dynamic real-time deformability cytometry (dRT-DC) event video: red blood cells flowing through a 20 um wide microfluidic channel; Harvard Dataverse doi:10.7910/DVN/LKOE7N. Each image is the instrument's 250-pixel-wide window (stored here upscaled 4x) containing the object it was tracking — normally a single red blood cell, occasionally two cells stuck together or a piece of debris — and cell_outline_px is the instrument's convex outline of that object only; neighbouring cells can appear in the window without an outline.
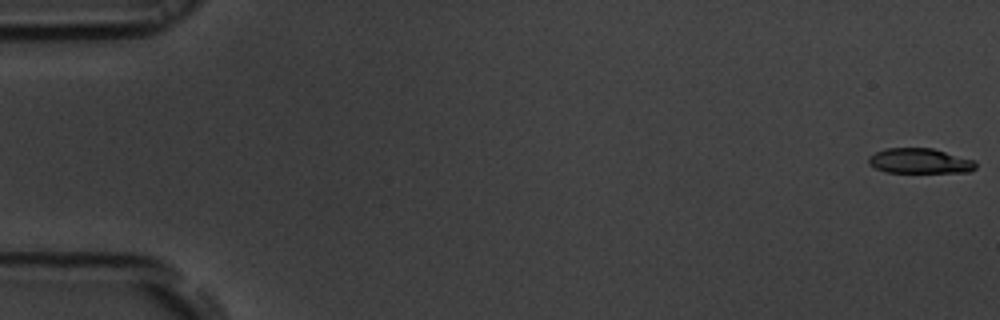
{"species": "common noctule bat (a hibernating species)", "species_latin": "Nyctalus noctula", "temperature_condition": "room temperature", "stored_images_in_passage": 55, "camera_frame_rate_fps": 3000, "um_per_image_px": 0.085, "animal": {"sex": "male", "body_mass_g": 19.5, "forearm_length_mm": 54.6}, "frame": {"image": 1, "passage_image": 1, "time_ms": 0.0, "image_size_px": [1000, 320], "cell_outline_px": [[976, 168], [972, 172], [884, 172], [868, 164], [868, 156], [884, 148], [932, 148], [976, 160]], "centroid_in_image_um": [78.19, 13.68], "position_along_channel_um": 6.8, "area_um2": 15.84}}
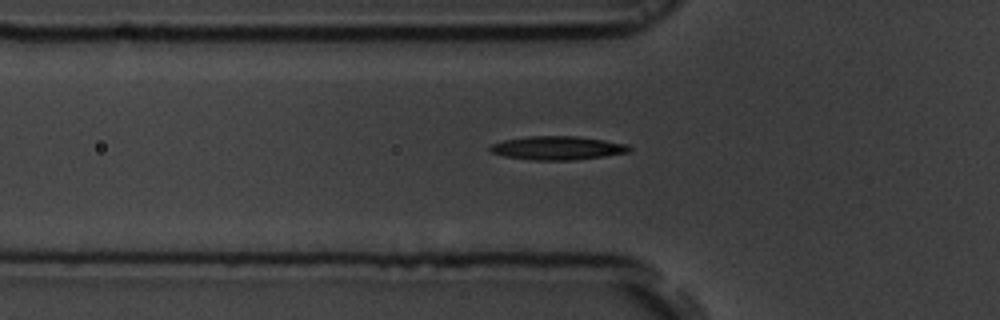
{"frame": {"image": 2, "passage_image": 19, "time_ms": 6.0, "image_size_px": [1000, 320], "cell_outline_px": [[632, 148], [628, 152], [604, 156], [572, 160], [532, 160], [504, 156], [492, 152], [488, 148], [492, 144], [504, 140], [528, 136], [576, 136], [604, 140], [628, 144]], "centroid_in_image_um": [47.39, 12.57], "position_along_channel_um": 78.4, "area_um2": 19.07}}
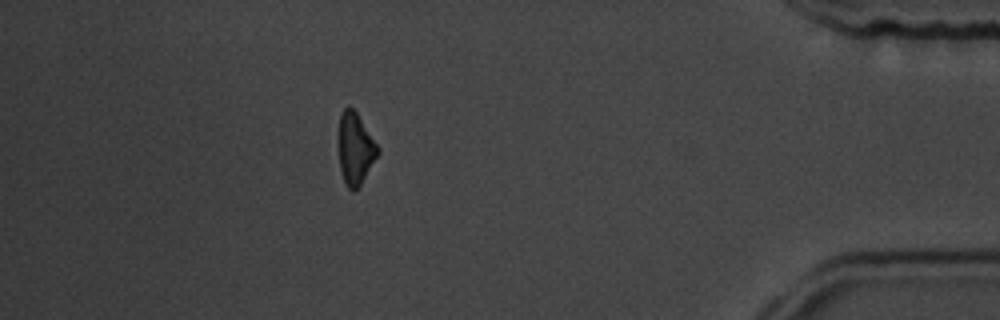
{"frame": {"image": 3, "passage_image": 49, "time_ms": 16.0, "image_size_px": [1000, 320], "cell_outline_px": [[380, 152], [360, 184], [352, 192], [348, 188], [344, 180], [340, 168], [340, 112], [348, 104], [356, 112], [380, 148]], "centroid_in_image_um": [30.22, 12.61], "position_along_channel_um": 405.0, "area_um2": 15.95}, "authors_computed_cell_mechanics": {"area_um2": 17.4556, "velocity_mm_per_s": 3.7324, "shape_relaxation_time_tau1_ms": 3.2918, "shape_relaxation_time_tau2_ms": null, "deformation_change_tau1": 0.113, "deformation_change_tau2": null}}